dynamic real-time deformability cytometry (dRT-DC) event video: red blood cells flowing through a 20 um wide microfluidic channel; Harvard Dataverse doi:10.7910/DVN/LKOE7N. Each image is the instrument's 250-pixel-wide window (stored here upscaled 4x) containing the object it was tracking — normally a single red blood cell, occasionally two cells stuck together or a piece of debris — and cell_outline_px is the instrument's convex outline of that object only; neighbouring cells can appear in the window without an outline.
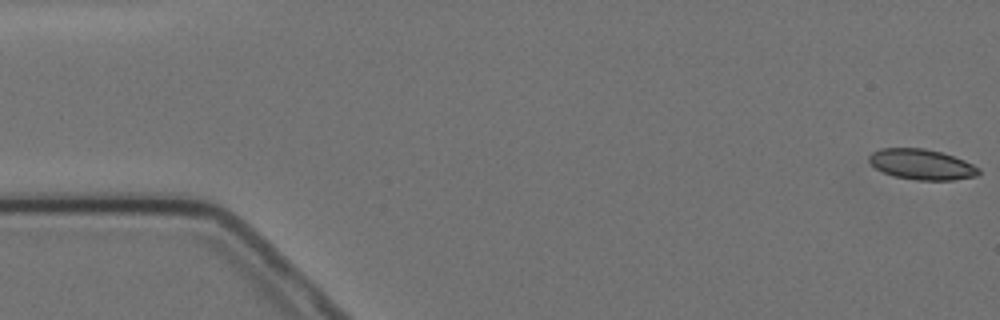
{"species": "Egyptian fruit bat (a non-hibernating species)", "species_latin": "Rousettus aegyptiacus", "temperature_condition": "cold", "stored_images_in_passage": 10, "camera_frame_rate_fps": 3000, "um_per_image_px": 0.085, "animal": {"sex": "female"}, "frame": {"image": 1, "passage_image": 1, "time_ms": 0.0, "image_size_px": [1000, 320], "cell_outline_px": [[980, 172], [976, 176], [952, 180], [916, 180], [892, 176], [876, 168], [868, 160], [868, 156], [872, 152], [880, 148], [924, 148], [940, 152], [964, 160], [980, 168]], "centroid_in_image_um": [78.33, 13.97], "position_along_channel_um": 6.7, "area_um2": 19.42}}
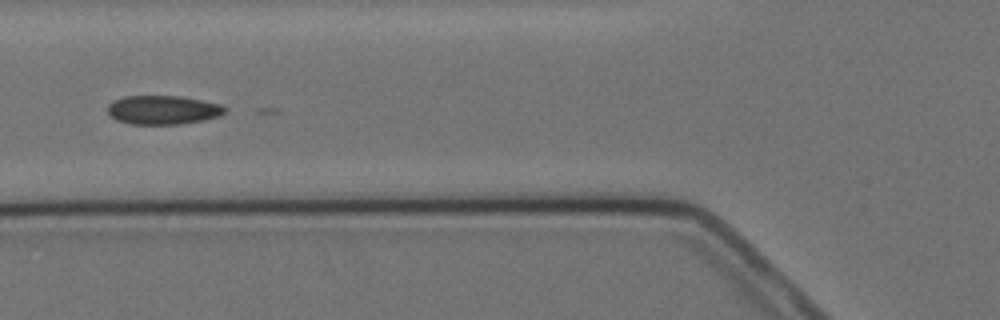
{"frame": {"image": 2, "passage_image": 6, "time_ms": 6.667, "image_size_px": [1000, 320], "cell_outline_px": [[228, 112], [220, 116], [204, 120], [180, 124], [128, 124], [116, 120], [108, 112], [108, 104], [124, 96], [180, 96], [220, 104], [228, 108]], "centroid_in_image_um": [13.89, 9.35], "position_along_channel_um": 111.9, "area_um2": 19.83}}
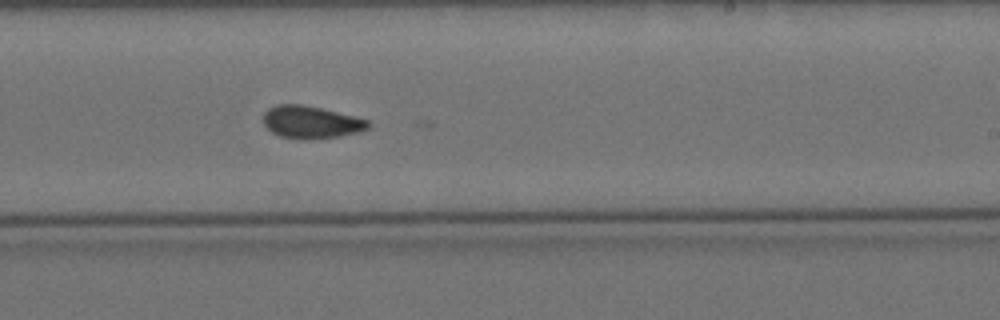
{"frame": {"image": 3, "passage_image": 10, "time_ms": 11.0, "image_size_px": [1000, 320], "cell_outline_px": [[372, 124], [368, 128], [360, 132], [340, 136], [312, 140], [304, 140], [280, 136], [272, 132], [264, 124], [264, 112], [268, 108], [276, 104], [300, 104], [320, 108], [368, 120]], "centroid_in_image_um": [26.43, 10.4], "position_along_channel_um": 262.6, "area_um2": 19.88}}